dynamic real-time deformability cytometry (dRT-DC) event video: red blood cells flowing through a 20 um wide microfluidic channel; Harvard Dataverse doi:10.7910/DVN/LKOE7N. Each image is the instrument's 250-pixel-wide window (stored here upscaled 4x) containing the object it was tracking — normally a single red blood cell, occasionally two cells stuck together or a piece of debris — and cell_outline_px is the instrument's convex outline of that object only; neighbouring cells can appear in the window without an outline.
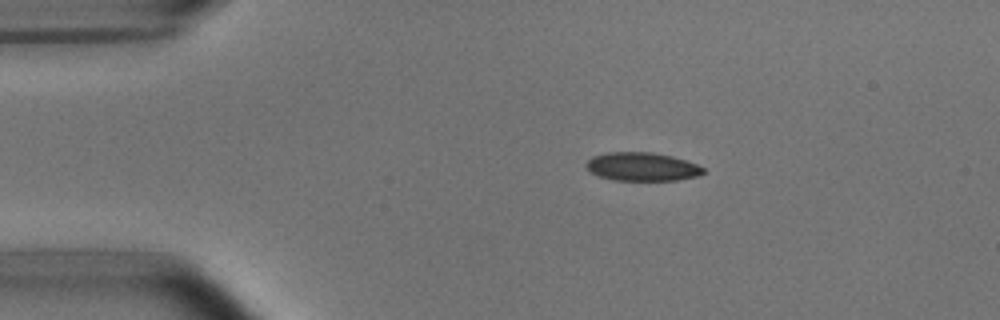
{"species": "common noctule bat (a hibernating species)", "species_latin": "Nyctalus noctula", "temperature_condition": "room temperature", "stored_images_in_passage": 7, "camera_frame_rate_fps": 3000, "um_per_image_px": 0.085, "animal": {"sex": "male", "body_mass_g": 15.6}, "frame": {"image": 1, "passage_image": 2, "time_ms": 1.333, "image_size_px": [1000, 320], "cell_outline_px": [[704, 172], [700, 176], [676, 180], [612, 180], [600, 176], [592, 172], [584, 164], [592, 156], [608, 152], [652, 152], [672, 156], [696, 164], [704, 168]], "centroid_in_image_um": [54.58, 14.16], "position_along_channel_um": 30.4, "area_um2": 19.36}}
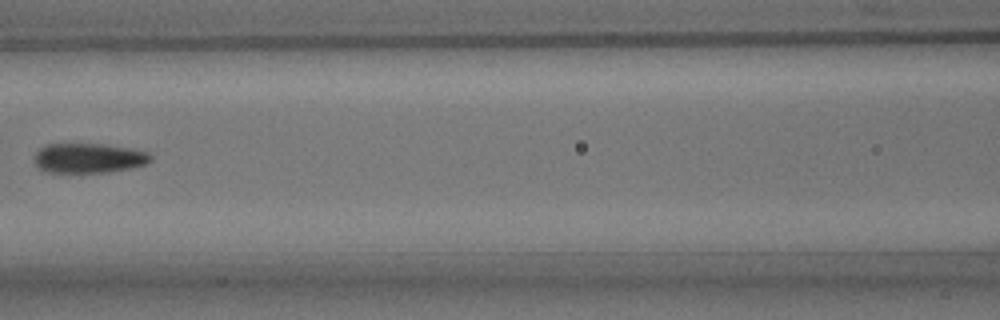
{"frame": {"image": 2, "passage_image": 6, "time_ms": 6.0, "image_size_px": [1000, 320], "cell_outline_px": [[152, 160], [144, 164], [132, 168], [104, 172], [44, 172], [36, 168], [32, 160], [36, 152], [44, 144], [104, 144], [128, 148], [148, 152], [152, 156]], "centroid_in_image_um": [7.47, 13.44], "position_along_channel_um": 159.1, "area_um2": 20.35}}
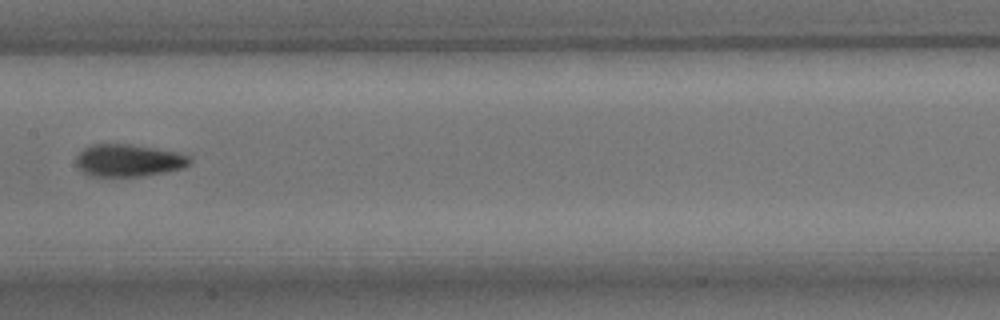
{"frame": {"image": 3, "passage_image": 7, "time_ms": 7.0, "image_size_px": [1000, 320], "cell_outline_px": [[192, 160], [188, 164], [180, 168], [164, 172], [140, 176], [88, 176], [76, 164], [76, 156], [84, 148], [92, 144], [132, 144], [176, 152], [188, 156]], "centroid_in_image_um": [10.88, 13.63], "position_along_channel_um": 196.5, "area_um2": 21.15}}